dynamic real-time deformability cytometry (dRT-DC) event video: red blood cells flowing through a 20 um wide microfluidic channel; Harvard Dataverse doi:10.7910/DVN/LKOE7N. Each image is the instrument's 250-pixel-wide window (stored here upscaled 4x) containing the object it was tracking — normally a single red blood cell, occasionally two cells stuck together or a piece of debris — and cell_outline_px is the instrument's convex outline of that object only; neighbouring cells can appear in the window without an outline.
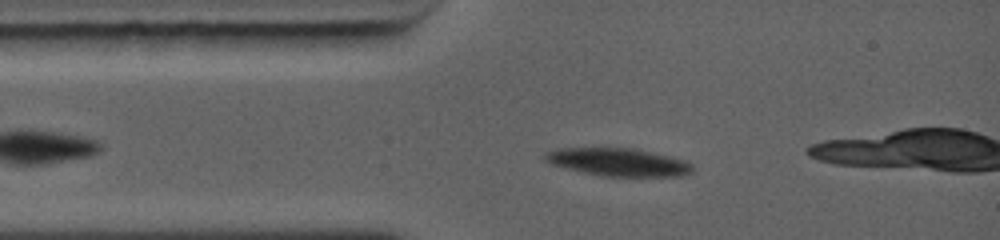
{"species": "common noctule bat (a hibernating species)", "species_latin": "Nyctalus noctula", "temperature_condition": "warm", "stored_images_in_passage": 19, "camera_frame_rate_fps": 5000, "um_per_image_px": 0.085, "animal": {"sex": "female", "body_mass_g": 19.0, "forearm_length_mm": 56.7}, "frame": {"image": 1, "passage_image": 4, "time_ms": 2.0, "image_size_px": [1000, 240], "cell_outline_px": [[692, 172], [684, 176], [604, 176], [564, 168], [552, 164], [544, 160], [544, 156], [548, 152], [568, 148], [632, 148], [668, 156], [684, 160], [692, 164]], "centroid_in_image_um": [52.58, 13.79], "position_along_channel_um": 32.4, "area_um2": 23.52}}
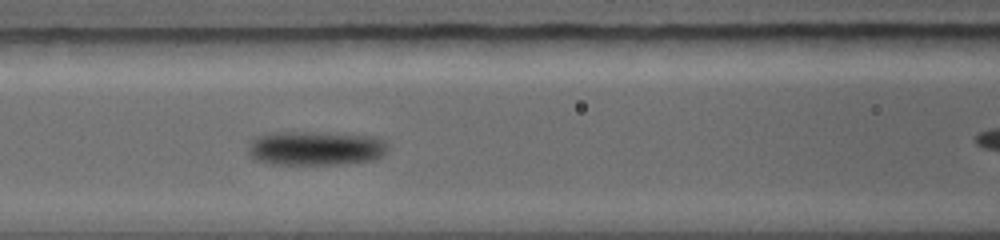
{"frame": {"image": 2, "passage_image": 9, "time_ms": 4.8, "image_size_px": [1000, 240], "cell_outline_px": [[384, 156], [376, 160], [344, 164], [272, 164], [256, 160], [252, 156], [252, 144], [256, 140], [264, 136], [344, 136], [376, 140], [384, 144]], "centroid_in_image_um": [26.87, 12.74], "position_along_channel_um": 139.7, "area_um2": 24.39}}
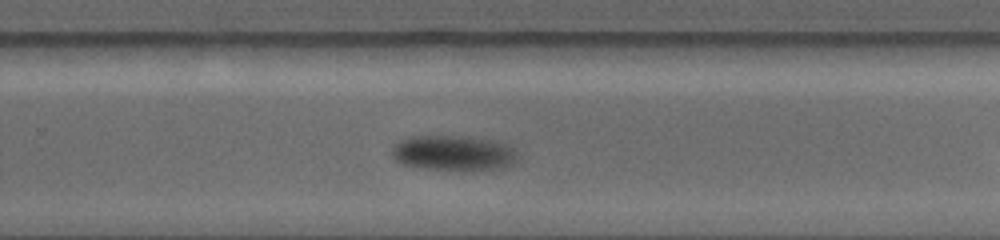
{"frame": {"image": 3, "passage_image": 18, "time_ms": 8.4, "image_size_px": [1000, 240], "cell_outline_px": [[516, 160], [512, 164], [504, 168], [472, 172], [468, 172], [424, 168], [400, 164], [392, 156], [392, 144], [400, 140], [412, 136], [452, 136], [500, 140], [512, 144], [516, 152]], "centroid_in_image_um": [38.59, 13.03], "position_along_channel_um": 291.2, "area_um2": 26.7}}